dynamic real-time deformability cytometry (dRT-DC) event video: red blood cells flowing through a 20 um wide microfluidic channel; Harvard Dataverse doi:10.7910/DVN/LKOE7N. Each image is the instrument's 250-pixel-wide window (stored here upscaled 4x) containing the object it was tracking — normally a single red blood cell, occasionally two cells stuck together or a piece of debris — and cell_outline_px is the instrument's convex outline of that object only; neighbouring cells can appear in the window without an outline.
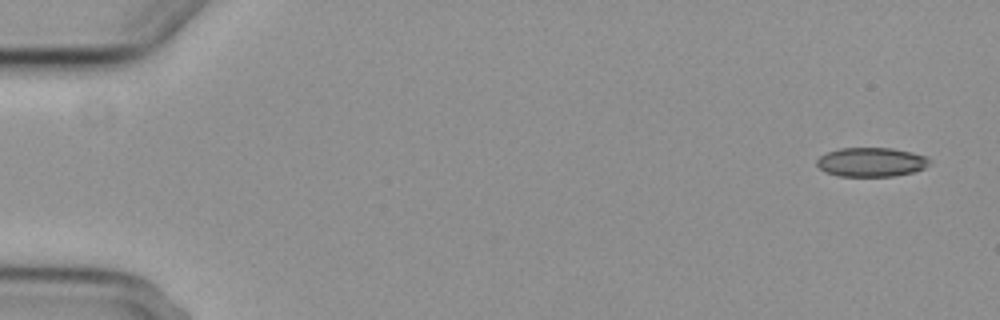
{"species": "common noctule bat (a hibernating species)", "species_latin": "Nyctalus noctula", "temperature_condition": "cold", "stored_images_in_passage": 5, "camera_frame_rate_fps": 3000, "um_per_image_px": 0.085, "animal": {"sex": "female", "body_mass_g": 29.2, "forearm_length_mm": 56.3}, "frame": {"image": 1, "passage_image": 1, "time_ms": 0.0, "image_size_px": [1000, 320], "cell_outline_px": [[932, 164], [924, 168], [912, 172], [896, 176], [840, 176], [824, 172], [816, 164], [816, 160], [820, 156], [828, 152], [840, 148], [892, 148], [912, 152], [928, 156], [932, 160]], "centroid_in_image_um": [74.1, 13.78], "position_along_channel_um": 10.9, "area_um2": 19.36}}
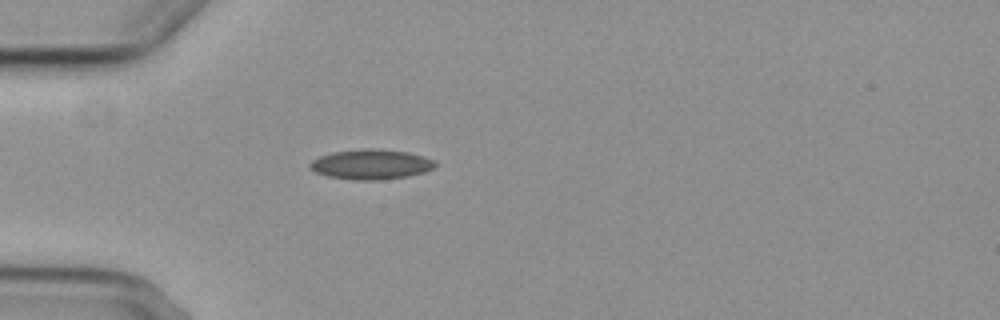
{"frame": {"image": 2, "passage_image": 5, "time_ms": 4.667, "image_size_px": [1000, 320], "cell_outline_px": [[436, 164], [432, 168], [424, 172], [408, 176], [376, 180], [352, 180], [328, 176], [316, 172], [308, 168], [308, 164], [312, 160], [320, 156], [332, 152], [364, 148], [376, 148], [408, 152], [424, 156], [436, 160]], "centroid_in_image_um": [31.52, 13.96], "position_along_channel_um": 53.5, "area_um2": 22.02}}